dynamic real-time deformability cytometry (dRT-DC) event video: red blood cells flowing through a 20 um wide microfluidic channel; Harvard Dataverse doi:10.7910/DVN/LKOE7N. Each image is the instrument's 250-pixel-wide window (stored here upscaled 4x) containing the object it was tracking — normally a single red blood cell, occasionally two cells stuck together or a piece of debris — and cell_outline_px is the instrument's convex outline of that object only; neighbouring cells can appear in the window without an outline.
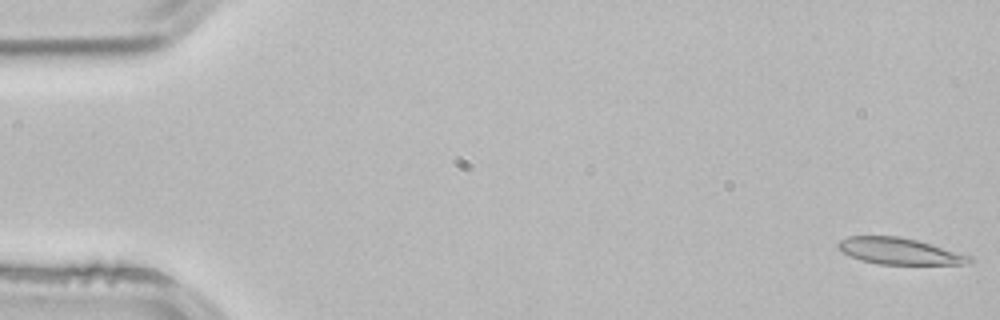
{"species": "common noctule bat (a hibernating species)", "species_latin": "Nyctalus noctula", "temperature_condition": "room temperature", "stored_images_in_passage": 4, "camera_frame_rate_fps": 3000, "um_per_image_px": 0.085, "animal": {"sex": "male", "body_mass_g": 21.5, "forearm_length_mm": 52.0}, "frame": {"image": 1, "passage_image": 1, "time_ms": 0.0, "image_size_px": [1000, 320], "cell_outline_px": [[976, 260], [972, 264], [880, 264], [860, 260], [836, 248], [836, 244], [840, 240], [848, 236], [896, 236], [916, 240], [932, 244], [972, 256]], "centroid_in_image_um": [76.49, 21.35], "position_along_channel_um": 8.5, "area_um2": 20.29}}
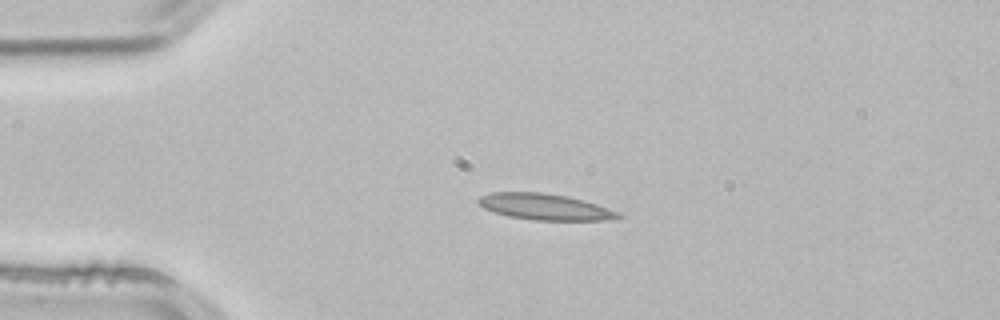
{"frame": {"image": 2, "passage_image": 3, "time_ms": 0.667, "image_size_px": [1000, 320], "cell_outline_px": [[624, 216], [616, 220], [536, 220], [508, 216], [484, 208], [476, 200], [480, 196], [488, 192], [540, 192], [568, 196], [584, 200], [620, 212]], "centroid_in_image_um": [46.36, 17.58], "position_along_channel_um": 38.6, "area_um2": 21.44}}
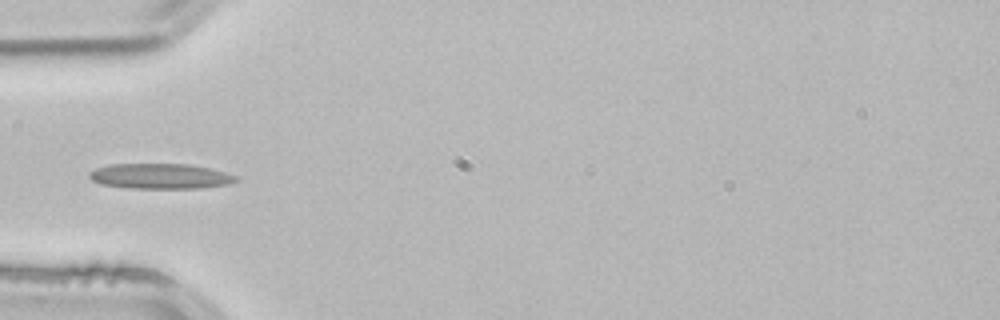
{"frame": {"image": 3, "passage_image": 4, "time_ms": 1.0, "image_size_px": [1000, 320], "cell_outline_px": [[240, 180], [228, 184], [200, 188], [128, 188], [100, 184], [92, 180], [88, 176], [88, 172], [96, 168], [108, 164], [188, 164], [208, 168], [224, 172], [236, 176]], "centroid_in_image_um": [13.58, 14.98], "position_along_channel_um": 71.4, "area_um2": 21.62}}